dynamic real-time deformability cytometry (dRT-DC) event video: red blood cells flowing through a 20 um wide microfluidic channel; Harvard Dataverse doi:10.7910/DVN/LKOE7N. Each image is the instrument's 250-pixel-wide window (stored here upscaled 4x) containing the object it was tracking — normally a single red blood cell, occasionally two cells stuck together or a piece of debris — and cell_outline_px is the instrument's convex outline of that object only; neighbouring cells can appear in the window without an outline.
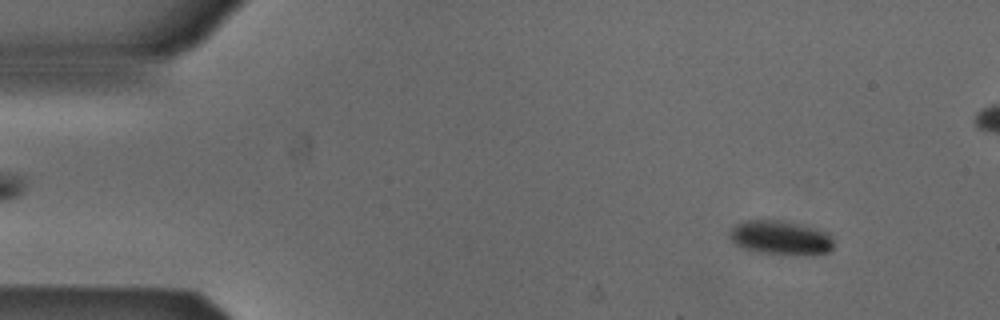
{"species": "Egyptian fruit bat (a non-hibernating species)", "species_latin": "Rousettus aegyptiacus", "temperature_condition": "cold", "stored_images_in_passage": 53, "segment_of_instrument_passage": [1, 2], "camera_frame_rate_fps": 3000, "um_per_image_px": 0.085, "animal": {"sex": "male"}, "frame": {"image": 1, "passage_image": 5, "time_ms": 1.333, "image_size_px": [1000, 320], "cell_outline_px": [[832, 248], [828, 252], [812, 256], [804, 256], [760, 252], [740, 248], [728, 236], [728, 232], [736, 224], [748, 220], [776, 220], [812, 228], [828, 232], [832, 240]], "centroid_in_image_um": [66.33, 20.24], "position_along_channel_um": 18.7, "area_um2": 20.63}}
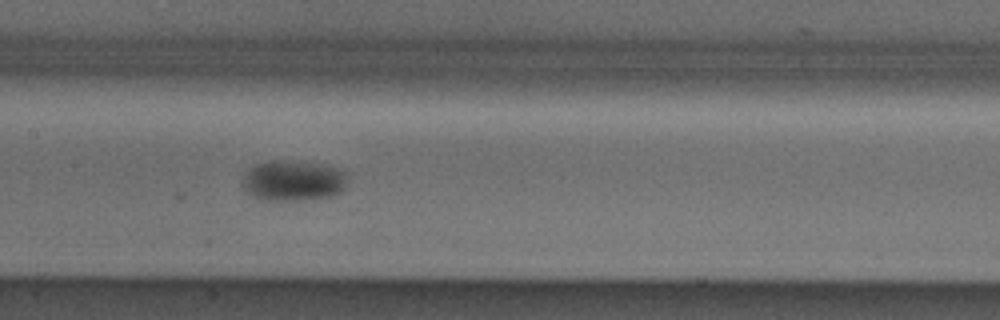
{"frame": {"image": 2, "passage_image": 25, "time_ms": 8.0, "image_size_px": [1000, 320], "cell_outline_px": [[348, 176], [340, 192], [332, 196], [304, 200], [264, 200], [248, 192], [244, 188], [240, 180], [248, 168], [256, 164], [268, 160], [284, 160], [324, 164], [336, 168], [344, 172]], "centroid_in_image_um": [24.88, 15.34], "position_along_channel_um": 182.5, "area_um2": 24.91}}
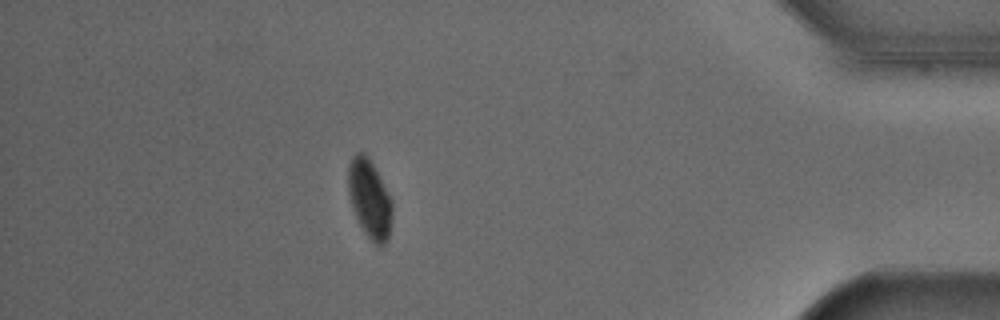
{"frame": {"image": 3, "passage_image": 46, "time_ms": 15.0, "image_size_px": [1000, 320], "cell_outline_px": [[392, 216], [388, 240], [380, 248], [364, 232], [356, 216], [352, 204], [348, 188], [348, 168], [352, 160], [360, 152], [364, 152], [372, 164], [392, 200]], "centroid_in_image_um": [31.44, 16.96], "position_along_channel_um": 403.8, "area_um2": 19.54}}